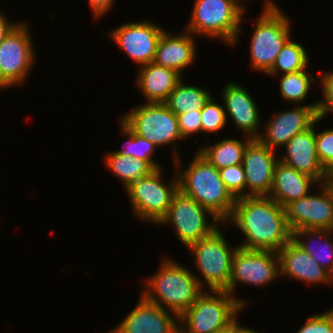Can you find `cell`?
Returning a JSON list of instances; mask_svg holds the SVG:
<instances>
[{
	"label": "cell",
	"instance_id": "35",
	"mask_svg": "<svg viewBox=\"0 0 333 333\" xmlns=\"http://www.w3.org/2000/svg\"><path fill=\"white\" fill-rule=\"evenodd\" d=\"M320 83L323 92V99L317 101V115L322 120L327 117V115L333 113V70L325 71L321 75Z\"/></svg>",
	"mask_w": 333,
	"mask_h": 333
},
{
	"label": "cell",
	"instance_id": "41",
	"mask_svg": "<svg viewBox=\"0 0 333 333\" xmlns=\"http://www.w3.org/2000/svg\"><path fill=\"white\" fill-rule=\"evenodd\" d=\"M6 88H8L7 86H6V84L0 79V90H7Z\"/></svg>",
	"mask_w": 333,
	"mask_h": 333
},
{
	"label": "cell",
	"instance_id": "7",
	"mask_svg": "<svg viewBox=\"0 0 333 333\" xmlns=\"http://www.w3.org/2000/svg\"><path fill=\"white\" fill-rule=\"evenodd\" d=\"M243 309L227 291L203 290L179 317V333L216 332L231 324Z\"/></svg>",
	"mask_w": 333,
	"mask_h": 333
},
{
	"label": "cell",
	"instance_id": "4",
	"mask_svg": "<svg viewBox=\"0 0 333 333\" xmlns=\"http://www.w3.org/2000/svg\"><path fill=\"white\" fill-rule=\"evenodd\" d=\"M247 0H194L189 21L184 30L194 36L221 40L234 47L239 40Z\"/></svg>",
	"mask_w": 333,
	"mask_h": 333
},
{
	"label": "cell",
	"instance_id": "10",
	"mask_svg": "<svg viewBox=\"0 0 333 333\" xmlns=\"http://www.w3.org/2000/svg\"><path fill=\"white\" fill-rule=\"evenodd\" d=\"M163 171V168L154 170L126 190L134 216L154 225L166 215L172 197L179 190L176 170L170 182L162 180Z\"/></svg>",
	"mask_w": 333,
	"mask_h": 333
},
{
	"label": "cell",
	"instance_id": "12",
	"mask_svg": "<svg viewBox=\"0 0 333 333\" xmlns=\"http://www.w3.org/2000/svg\"><path fill=\"white\" fill-rule=\"evenodd\" d=\"M279 276L280 262L277 252L238 247L232 260L228 292L245 308L247 300L234 295L238 284L263 287L279 279Z\"/></svg>",
	"mask_w": 333,
	"mask_h": 333
},
{
	"label": "cell",
	"instance_id": "23",
	"mask_svg": "<svg viewBox=\"0 0 333 333\" xmlns=\"http://www.w3.org/2000/svg\"><path fill=\"white\" fill-rule=\"evenodd\" d=\"M138 68L134 83L144 95L146 103H165L171 91L183 78L175 70L159 66L154 62Z\"/></svg>",
	"mask_w": 333,
	"mask_h": 333
},
{
	"label": "cell",
	"instance_id": "2",
	"mask_svg": "<svg viewBox=\"0 0 333 333\" xmlns=\"http://www.w3.org/2000/svg\"><path fill=\"white\" fill-rule=\"evenodd\" d=\"M195 152L185 170H181L180 157L173 160L178 177V189L225 224L232 215L236 199L225 187L219 170Z\"/></svg>",
	"mask_w": 333,
	"mask_h": 333
},
{
	"label": "cell",
	"instance_id": "11",
	"mask_svg": "<svg viewBox=\"0 0 333 333\" xmlns=\"http://www.w3.org/2000/svg\"><path fill=\"white\" fill-rule=\"evenodd\" d=\"M29 28L27 21H21L0 43V79L8 88L26 83L35 67L36 51Z\"/></svg>",
	"mask_w": 333,
	"mask_h": 333
},
{
	"label": "cell",
	"instance_id": "8",
	"mask_svg": "<svg viewBox=\"0 0 333 333\" xmlns=\"http://www.w3.org/2000/svg\"><path fill=\"white\" fill-rule=\"evenodd\" d=\"M135 134L157 147L172 146L173 160L181 155L177 143L183 139L177 119L166 103H142L120 118Z\"/></svg>",
	"mask_w": 333,
	"mask_h": 333
},
{
	"label": "cell",
	"instance_id": "15",
	"mask_svg": "<svg viewBox=\"0 0 333 333\" xmlns=\"http://www.w3.org/2000/svg\"><path fill=\"white\" fill-rule=\"evenodd\" d=\"M318 107L293 105L292 109L278 111L264 123V132L258 138L270 149L284 147L296 134L307 130L318 117Z\"/></svg>",
	"mask_w": 333,
	"mask_h": 333
},
{
	"label": "cell",
	"instance_id": "19",
	"mask_svg": "<svg viewBox=\"0 0 333 333\" xmlns=\"http://www.w3.org/2000/svg\"><path fill=\"white\" fill-rule=\"evenodd\" d=\"M221 93L223 106L228 117L234 122L237 130L244 136L258 139L261 135V117L257 103L248 91L237 82H227ZM260 131V132H259Z\"/></svg>",
	"mask_w": 333,
	"mask_h": 333
},
{
	"label": "cell",
	"instance_id": "42",
	"mask_svg": "<svg viewBox=\"0 0 333 333\" xmlns=\"http://www.w3.org/2000/svg\"><path fill=\"white\" fill-rule=\"evenodd\" d=\"M330 182H331L332 185H333V173L330 175Z\"/></svg>",
	"mask_w": 333,
	"mask_h": 333
},
{
	"label": "cell",
	"instance_id": "30",
	"mask_svg": "<svg viewBox=\"0 0 333 333\" xmlns=\"http://www.w3.org/2000/svg\"><path fill=\"white\" fill-rule=\"evenodd\" d=\"M119 120L120 132L124 137H127L128 140L124 142L125 146L123 144L122 148L116 151L121 155L144 160L155 170L162 168L159 162L153 157L158 147L147 139L135 134L121 119Z\"/></svg>",
	"mask_w": 333,
	"mask_h": 333
},
{
	"label": "cell",
	"instance_id": "40",
	"mask_svg": "<svg viewBox=\"0 0 333 333\" xmlns=\"http://www.w3.org/2000/svg\"><path fill=\"white\" fill-rule=\"evenodd\" d=\"M237 333H259L258 331H254L248 327H244L243 325L238 329ZM265 333V332H263Z\"/></svg>",
	"mask_w": 333,
	"mask_h": 333
},
{
	"label": "cell",
	"instance_id": "37",
	"mask_svg": "<svg viewBox=\"0 0 333 333\" xmlns=\"http://www.w3.org/2000/svg\"><path fill=\"white\" fill-rule=\"evenodd\" d=\"M116 0H88L93 19H101L110 12Z\"/></svg>",
	"mask_w": 333,
	"mask_h": 333
},
{
	"label": "cell",
	"instance_id": "17",
	"mask_svg": "<svg viewBox=\"0 0 333 333\" xmlns=\"http://www.w3.org/2000/svg\"><path fill=\"white\" fill-rule=\"evenodd\" d=\"M276 151L259 139H252L243 154L246 196H269L275 164L279 161Z\"/></svg>",
	"mask_w": 333,
	"mask_h": 333
},
{
	"label": "cell",
	"instance_id": "28",
	"mask_svg": "<svg viewBox=\"0 0 333 333\" xmlns=\"http://www.w3.org/2000/svg\"><path fill=\"white\" fill-rule=\"evenodd\" d=\"M306 68L298 72L282 74L280 78L279 93L282 99L286 102L289 101L295 105H306L310 107H318V102H311L310 104H304L308 94L311 92L312 85L317 83L316 78L313 77ZM310 73V75H309ZM313 83V84H312Z\"/></svg>",
	"mask_w": 333,
	"mask_h": 333
},
{
	"label": "cell",
	"instance_id": "14",
	"mask_svg": "<svg viewBox=\"0 0 333 333\" xmlns=\"http://www.w3.org/2000/svg\"><path fill=\"white\" fill-rule=\"evenodd\" d=\"M164 31L157 23L141 20L125 22L108 31V35L140 67L154 61L157 44Z\"/></svg>",
	"mask_w": 333,
	"mask_h": 333
},
{
	"label": "cell",
	"instance_id": "39",
	"mask_svg": "<svg viewBox=\"0 0 333 333\" xmlns=\"http://www.w3.org/2000/svg\"><path fill=\"white\" fill-rule=\"evenodd\" d=\"M241 323L239 324L238 317L229 325L224 327L223 329H220L213 333H237L238 329L241 327Z\"/></svg>",
	"mask_w": 333,
	"mask_h": 333
},
{
	"label": "cell",
	"instance_id": "24",
	"mask_svg": "<svg viewBox=\"0 0 333 333\" xmlns=\"http://www.w3.org/2000/svg\"><path fill=\"white\" fill-rule=\"evenodd\" d=\"M292 240L333 275V230L299 229L292 232Z\"/></svg>",
	"mask_w": 333,
	"mask_h": 333
},
{
	"label": "cell",
	"instance_id": "38",
	"mask_svg": "<svg viewBox=\"0 0 333 333\" xmlns=\"http://www.w3.org/2000/svg\"><path fill=\"white\" fill-rule=\"evenodd\" d=\"M19 23L20 21L8 20L6 14L0 9V43Z\"/></svg>",
	"mask_w": 333,
	"mask_h": 333
},
{
	"label": "cell",
	"instance_id": "29",
	"mask_svg": "<svg viewBox=\"0 0 333 333\" xmlns=\"http://www.w3.org/2000/svg\"><path fill=\"white\" fill-rule=\"evenodd\" d=\"M308 55L307 50L302 44L290 38L282 47L273 67L266 75L276 77V75L305 70L308 68V61H310Z\"/></svg>",
	"mask_w": 333,
	"mask_h": 333
},
{
	"label": "cell",
	"instance_id": "5",
	"mask_svg": "<svg viewBox=\"0 0 333 333\" xmlns=\"http://www.w3.org/2000/svg\"><path fill=\"white\" fill-rule=\"evenodd\" d=\"M250 41V68L267 74L291 38V19L273 0H265Z\"/></svg>",
	"mask_w": 333,
	"mask_h": 333
},
{
	"label": "cell",
	"instance_id": "34",
	"mask_svg": "<svg viewBox=\"0 0 333 333\" xmlns=\"http://www.w3.org/2000/svg\"><path fill=\"white\" fill-rule=\"evenodd\" d=\"M296 333H333V308L308 317Z\"/></svg>",
	"mask_w": 333,
	"mask_h": 333
},
{
	"label": "cell",
	"instance_id": "31",
	"mask_svg": "<svg viewBox=\"0 0 333 333\" xmlns=\"http://www.w3.org/2000/svg\"><path fill=\"white\" fill-rule=\"evenodd\" d=\"M212 96L201 109V128L202 134H218L227 126V116L223 104L219 105ZM204 132V133H203ZM218 132V133H217Z\"/></svg>",
	"mask_w": 333,
	"mask_h": 333
},
{
	"label": "cell",
	"instance_id": "32",
	"mask_svg": "<svg viewBox=\"0 0 333 333\" xmlns=\"http://www.w3.org/2000/svg\"><path fill=\"white\" fill-rule=\"evenodd\" d=\"M219 172L225 187L235 199L246 197V178L242 164L222 168Z\"/></svg>",
	"mask_w": 333,
	"mask_h": 333
},
{
	"label": "cell",
	"instance_id": "9",
	"mask_svg": "<svg viewBox=\"0 0 333 333\" xmlns=\"http://www.w3.org/2000/svg\"><path fill=\"white\" fill-rule=\"evenodd\" d=\"M208 219L213 220L209 222ZM160 225H172L177 239L187 248L209 236L219 225L223 226V223L208 209L178 190L172 197L166 215L157 224Z\"/></svg>",
	"mask_w": 333,
	"mask_h": 333
},
{
	"label": "cell",
	"instance_id": "22",
	"mask_svg": "<svg viewBox=\"0 0 333 333\" xmlns=\"http://www.w3.org/2000/svg\"><path fill=\"white\" fill-rule=\"evenodd\" d=\"M319 183L312 177L278 161L275 164L269 196L282 207L310 193Z\"/></svg>",
	"mask_w": 333,
	"mask_h": 333
},
{
	"label": "cell",
	"instance_id": "3",
	"mask_svg": "<svg viewBox=\"0 0 333 333\" xmlns=\"http://www.w3.org/2000/svg\"><path fill=\"white\" fill-rule=\"evenodd\" d=\"M157 270L144 279L140 295L180 317L203 291L196 274L169 256L163 257Z\"/></svg>",
	"mask_w": 333,
	"mask_h": 333
},
{
	"label": "cell",
	"instance_id": "20",
	"mask_svg": "<svg viewBox=\"0 0 333 333\" xmlns=\"http://www.w3.org/2000/svg\"><path fill=\"white\" fill-rule=\"evenodd\" d=\"M277 253L280 262V276L308 285L332 284V275L292 239Z\"/></svg>",
	"mask_w": 333,
	"mask_h": 333
},
{
	"label": "cell",
	"instance_id": "21",
	"mask_svg": "<svg viewBox=\"0 0 333 333\" xmlns=\"http://www.w3.org/2000/svg\"><path fill=\"white\" fill-rule=\"evenodd\" d=\"M177 35L165 30L157 44L154 63L178 72L182 77L197 56V43L193 34L181 30ZM181 33V34H180Z\"/></svg>",
	"mask_w": 333,
	"mask_h": 333
},
{
	"label": "cell",
	"instance_id": "1",
	"mask_svg": "<svg viewBox=\"0 0 333 333\" xmlns=\"http://www.w3.org/2000/svg\"><path fill=\"white\" fill-rule=\"evenodd\" d=\"M234 225L245 240L239 247L278 252L292 239L285 208L268 196L236 199L231 217L224 225Z\"/></svg>",
	"mask_w": 333,
	"mask_h": 333
},
{
	"label": "cell",
	"instance_id": "36",
	"mask_svg": "<svg viewBox=\"0 0 333 333\" xmlns=\"http://www.w3.org/2000/svg\"><path fill=\"white\" fill-rule=\"evenodd\" d=\"M183 141L193 137L196 133H202L201 128V110L187 112L177 115ZM193 135V136H192Z\"/></svg>",
	"mask_w": 333,
	"mask_h": 333
},
{
	"label": "cell",
	"instance_id": "18",
	"mask_svg": "<svg viewBox=\"0 0 333 333\" xmlns=\"http://www.w3.org/2000/svg\"><path fill=\"white\" fill-rule=\"evenodd\" d=\"M321 120L317 117L307 130L293 136L283 147L286 154L278 157L281 163L314 178L319 184L330 181V174L320 163L316 152L315 125Z\"/></svg>",
	"mask_w": 333,
	"mask_h": 333
},
{
	"label": "cell",
	"instance_id": "27",
	"mask_svg": "<svg viewBox=\"0 0 333 333\" xmlns=\"http://www.w3.org/2000/svg\"><path fill=\"white\" fill-rule=\"evenodd\" d=\"M183 79L184 77L177 83L165 102L176 115L201 110L213 96L201 86L186 85Z\"/></svg>",
	"mask_w": 333,
	"mask_h": 333
},
{
	"label": "cell",
	"instance_id": "13",
	"mask_svg": "<svg viewBox=\"0 0 333 333\" xmlns=\"http://www.w3.org/2000/svg\"><path fill=\"white\" fill-rule=\"evenodd\" d=\"M318 187L317 193H309L284 207L291 232L304 228L333 230V185L329 181Z\"/></svg>",
	"mask_w": 333,
	"mask_h": 333
},
{
	"label": "cell",
	"instance_id": "25",
	"mask_svg": "<svg viewBox=\"0 0 333 333\" xmlns=\"http://www.w3.org/2000/svg\"><path fill=\"white\" fill-rule=\"evenodd\" d=\"M241 140L235 138L221 139L214 145H204L197 152L218 170L242 164L243 154L252 138L244 136Z\"/></svg>",
	"mask_w": 333,
	"mask_h": 333
},
{
	"label": "cell",
	"instance_id": "33",
	"mask_svg": "<svg viewBox=\"0 0 333 333\" xmlns=\"http://www.w3.org/2000/svg\"><path fill=\"white\" fill-rule=\"evenodd\" d=\"M316 130L315 126L317 156L325 170L331 175L333 173V128L328 127V129L322 131Z\"/></svg>",
	"mask_w": 333,
	"mask_h": 333
},
{
	"label": "cell",
	"instance_id": "16",
	"mask_svg": "<svg viewBox=\"0 0 333 333\" xmlns=\"http://www.w3.org/2000/svg\"><path fill=\"white\" fill-rule=\"evenodd\" d=\"M108 333H179V317L142 295L126 317Z\"/></svg>",
	"mask_w": 333,
	"mask_h": 333
},
{
	"label": "cell",
	"instance_id": "26",
	"mask_svg": "<svg viewBox=\"0 0 333 333\" xmlns=\"http://www.w3.org/2000/svg\"><path fill=\"white\" fill-rule=\"evenodd\" d=\"M104 160L107 169L119 178L125 191L155 170L148 162L121 155L117 151L107 152Z\"/></svg>",
	"mask_w": 333,
	"mask_h": 333
},
{
	"label": "cell",
	"instance_id": "6",
	"mask_svg": "<svg viewBox=\"0 0 333 333\" xmlns=\"http://www.w3.org/2000/svg\"><path fill=\"white\" fill-rule=\"evenodd\" d=\"M230 246L219 226L209 236L187 247L194 256L196 270L200 273L196 278L203 290L206 284L210 291L228 292L232 260L239 245Z\"/></svg>",
	"mask_w": 333,
	"mask_h": 333
}]
</instances>
